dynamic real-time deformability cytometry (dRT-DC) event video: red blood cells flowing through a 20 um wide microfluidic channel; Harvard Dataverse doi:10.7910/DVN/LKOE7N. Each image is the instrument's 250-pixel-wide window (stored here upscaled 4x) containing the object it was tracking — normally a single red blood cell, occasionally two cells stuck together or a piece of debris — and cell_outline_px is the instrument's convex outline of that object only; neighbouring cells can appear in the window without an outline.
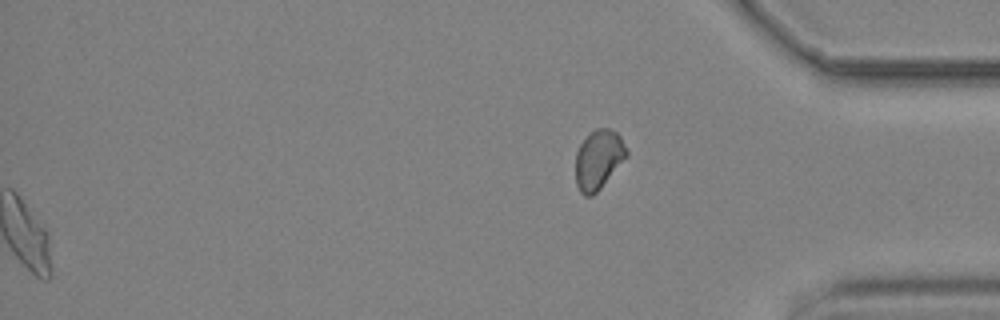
{"species": "common noctule bat (a hibernating species)", "species_latin": "Nyctalus noctula", "temperature_condition": "cold", "stored_images_in_passage": 52, "segment_of_instrument_passage": [2, 2], "camera_frame_rate_fps": 3000, "um_per_image_px": 0.085, "animal": {"sex": "male", "body_mass_g": 19.2, "forearm_length_mm": 51.8}, "frame": {"image": 1, "passage_image": 52, "time_ms": 17.0, "image_size_px": [1000, 320], "cell_outline_px": [[628, 156], [600, 188], [592, 196], [584, 196], [580, 192], [576, 184], [576, 152], [580, 144], [596, 128], [608, 128], [616, 132], [620, 136], [628, 152]], "centroid_in_image_um": [50.87, 13.57], "position_along_channel_um": 384.3, "area_um2": 17.46}}